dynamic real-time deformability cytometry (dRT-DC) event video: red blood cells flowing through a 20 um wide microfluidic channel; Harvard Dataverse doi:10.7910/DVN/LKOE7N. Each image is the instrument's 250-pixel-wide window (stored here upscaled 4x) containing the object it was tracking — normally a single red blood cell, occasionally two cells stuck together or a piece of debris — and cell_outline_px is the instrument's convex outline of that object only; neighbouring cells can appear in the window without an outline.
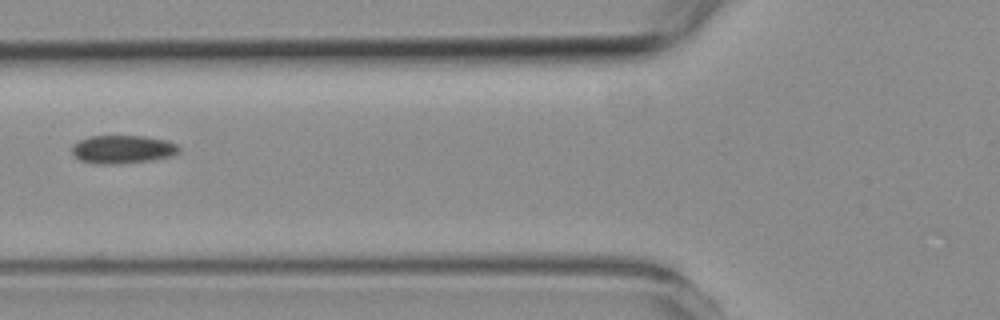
{"species": "common noctule bat (a hibernating species)", "species_latin": "Nyctalus noctula", "temperature_condition": "room temperature", "stored_images_in_passage": 2, "camera_frame_rate_fps": 3000, "um_per_image_px": 0.085, "animal": {"sex": "female", "body_mass_g": 19.3, "forearm_length_mm": 54.1}, "frame": {"image": 1, "passage_image": 2, "time_ms": 1.333, "image_size_px": [1000, 320], "cell_outline_px": [[180, 152], [172, 156], [152, 160], [116, 164], [92, 164], [80, 160], [72, 152], [72, 144], [88, 136], [144, 136], [168, 140], [176, 144], [180, 148]], "centroid_in_image_um": [10.43, 12.69], "position_along_channel_um": 115.4, "area_um2": 17.8}}